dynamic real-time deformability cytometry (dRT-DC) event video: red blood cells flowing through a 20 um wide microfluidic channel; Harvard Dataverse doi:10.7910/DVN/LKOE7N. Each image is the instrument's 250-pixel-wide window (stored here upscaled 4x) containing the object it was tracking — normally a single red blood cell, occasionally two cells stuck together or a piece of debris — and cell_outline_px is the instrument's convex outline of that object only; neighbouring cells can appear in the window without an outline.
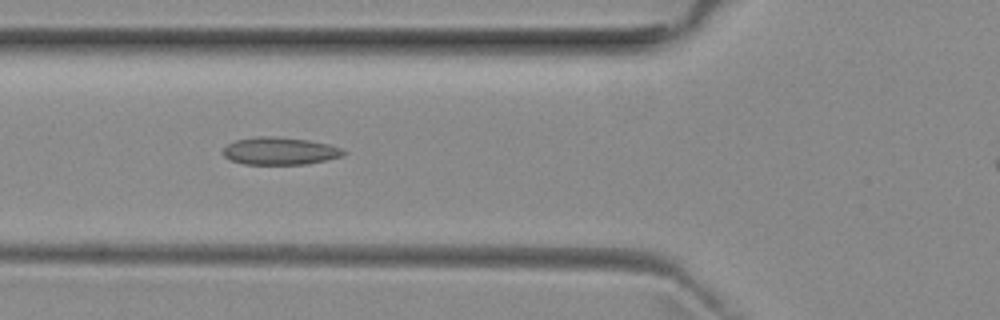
{"species": "common noctule bat (a hibernating species)", "species_latin": "Nyctalus noctula", "temperature_condition": "room temperature", "stored_images_in_passage": 45, "camera_frame_rate_fps": 3000, "um_per_image_px": 0.085, "animal": {"sex": "female", "body_mass_g": 29.2, "forearm_length_mm": 56.3}, "frame": {"image": 1, "passage_image": 18, "time_ms": 5.667, "image_size_px": [1000, 320], "cell_outline_px": [[348, 152], [344, 156], [308, 164], [244, 164], [232, 160], [224, 156], [224, 148], [228, 144], [236, 140], [256, 136], [276, 136], [308, 140], [328, 144], [340, 148]], "centroid_in_image_um": [23.82, 12.83], "position_along_channel_um": 102.0, "area_um2": 19.31}}
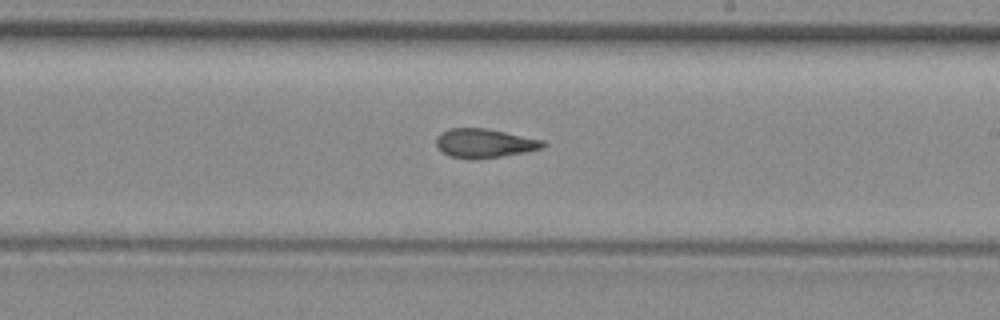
{"frame": {"image": 2, "passage_image": 29, "time_ms": 9.333, "image_size_px": [1000, 320], "cell_outline_px": [[548, 144], [544, 148], [524, 152], [476, 160], [472, 160], [448, 156], [436, 144], [436, 136], [440, 132], [448, 128], [488, 128], [544, 140]], "centroid_in_image_um": [41.19, 12.17], "position_along_channel_um": 247.8, "area_um2": 18.32}}
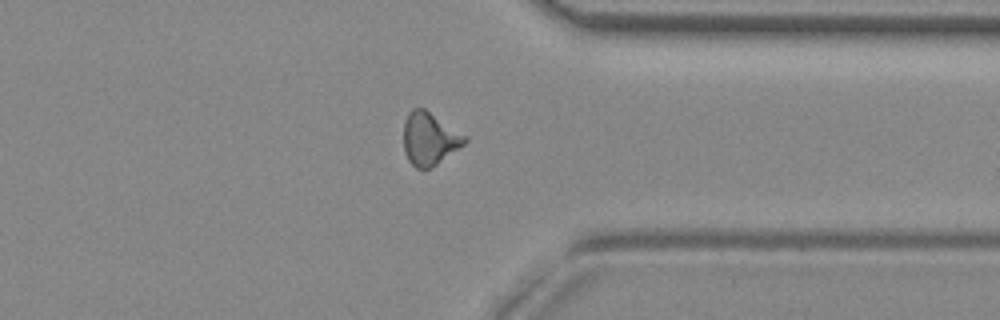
{"frame": {"image": 3, "passage_image": 39, "time_ms": 12.667, "image_size_px": [1000, 320], "cell_outline_px": [[468, 140], [464, 144], [432, 168], [416, 168], [408, 160], [404, 152], [404, 124], [408, 112], [412, 108], [424, 108], [468, 136]], "centroid_in_image_um": [36.51, 11.79], "position_along_channel_um": 374.9, "area_um2": 18.84}}